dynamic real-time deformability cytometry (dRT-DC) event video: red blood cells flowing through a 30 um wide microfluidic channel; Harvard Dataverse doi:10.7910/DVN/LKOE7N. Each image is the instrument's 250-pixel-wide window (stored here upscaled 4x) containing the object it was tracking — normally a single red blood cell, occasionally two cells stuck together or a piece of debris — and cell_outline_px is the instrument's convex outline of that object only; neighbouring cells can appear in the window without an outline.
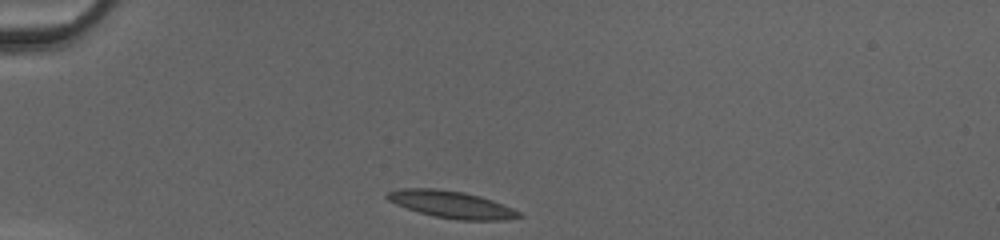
{"species": "common noctule bat (a hibernating species)", "species_latin": "Nyctalus noctula", "temperature_condition": "cold", "stored_images_in_passage": 31, "camera_frame_rate_fps": 3000, "um_per_image_px": 0.085, "animal": {"sex": "female", "body_mass_g": 20.0, "forearm_length_mm": 54.0}, "frame": {"image": 1, "passage_image": 1, "time_ms": 0.0, "image_size_px": [1000, 240], "cell_outline_px": [[524, 216], [504, 220], [456, 220], [436, 216], [420, 212], [396, 204], [388, 200], [384, 196], [388, 192], [400, 188], [436, 188], [464, 192], [480, 196], [504, 204], [520, 212]], "centroid_in_image_um": [38.39, 17.37], "position_along_channel_um": 46.6, "area_um2": 20.75}}
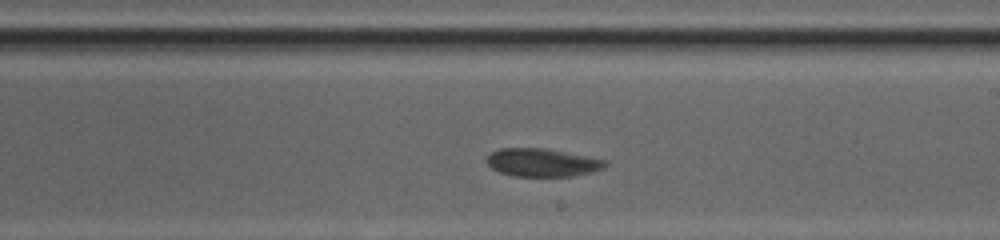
{"frame": {"image": 2, "passage_image": 18, "time_ms": 5.667, "image_size_px": [1000, 240], "cell_outline_px": [[608, 164], [604, 168], [592, 172], [572, 176], [512, 176], [500, 172], [492, 168], [484, 160], [492, 152], [500, 148], [544, 148], [604, 160]], "centroid_in_image_um": [46.05, 13.82], "position_along_channel_um": 242.9, "area_um2": 19.19}}
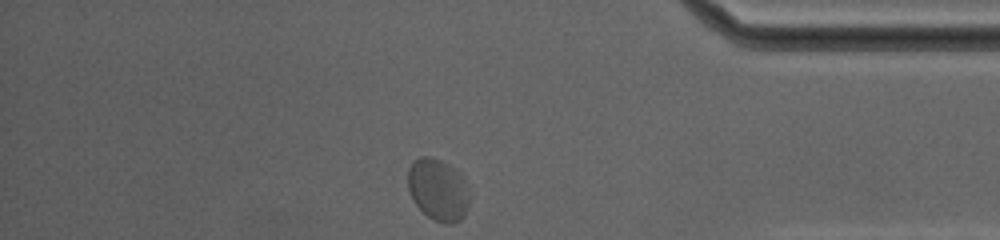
{"frame": {"image": 3, "passage_image": 31, "time_ms": 10.0, "image_size_px": [1000, 240], "cell_outline_px": [[468, 204], [464, 216], [460, 220], [452, 224], [444, 224], [432, 220], [412, 200], [408, 188], [408, 168], [412, 160], [420, 156], [428, 156], [440, 160], [456, 168], [460, 172], [464, 180], [468, 192]], "centroid_in_image_um": [37.22, 16.11], "position_along_channel_um": 398.0, "area_um2": 22.43}, "authors_computed_cell_mechanics": {"area_um2": 19.5942, "velocity_mm_per_s": 4.0688, "shape_relaxation_time_tau1_ms": 2.7103, "shape_relaxation_time_tau2_ms": null, "deformation_change_tau1": 0.0815, "deformation_change_tau2": null}}